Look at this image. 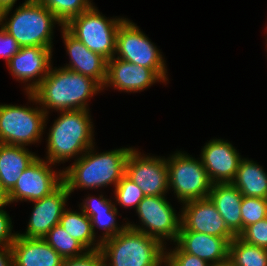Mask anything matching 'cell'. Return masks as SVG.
<instances>
[{"label":"cell","instance_id":"11","mask_svg":"<svg viewBox=\"0 0 267 266\" xmlns=\"http://www.w3.org/2000/svg\"><path fill=\"white\" fill-rule=\"evenodd\" d=\"M39 156L23 171L15 186L7 193L9 204L32 202L50 195L63 183V169Z\"/></svg>","mask_w":267,"mask_h":266},{"label":"cell","instance_id":"21","mask_svg":"<svg viewBox=\"0 0 267 266\" xmlns=\"http://www.w3.org/2000/svg\"><path fill=\"white\" fill-rule=\"evenodd\" d=\"M14 266H61L63 258L41 238L16 236L11 245Z\"/></svg>","mask_w":267,"mask_h":266},{"label":"cell","instance_id":"7","mask_svg":"<svg viewBox=\"0 0 267 266\" xmlns=\"http://www.w3.org/2000/svg\"><path fill=\"white\" fill-rule=\"evenodd\" d=\"M124 17L107 18L94 5L72 18L64 27L89 50L107 61L115 57L116 34Z\"/></svg>","mask_w":267,"mask_h":266},{"label":"cell","instance_id":"20","mask_svg":"<svg viewBox=\"0 0 267 266\" xmlns=\"http://www.w3.org/2000/svg\"><path fill=\"white\" fill-rule=\"evenodd\" d=\"M89 195L78 206L90 218L93 234L97 239L99 238L100 243L116 236L128 226L127 222L122 225L117 224L118 210L111 198L108 199L103 194L97 197ZM95 227L103 230L102 236H96Z\"/></svg>","mask_w":267,"mask_h":266},{"label":"cell","instance_id":"9","mask_svg":"<svg viewBox=\"0 0 267 266\" xmlns=\"http://www.w3.org/2000/svg\"><path fill=\"white\" fill-rule=\"evenodd\" d=\"M117 55V56H116ZM115 57L152 69L166 85L168 71L166 60L157 46L128 18L119 26L116 34Z\"/></svg>","mask_w":267,"mask_h":266},{"label":"cell","instance_id":"10","mask_svg":"<svg viewBox=\"0 0 267 266\" xmlns=\"http://www.w3.org/2000/svg\"><path fill=\"white\" fill-rule=\"evenodd\" d=\"M166 196H145L135 209L140 225L128 222V227L156 238L164 246L166 240L175 243L179 235L181 214ZM132 223V224H131Z\"/></svg>","mask_w":267,"mask_h":266},{"label":"cell","instance_id":"16","mask_svg":"<svg viewBox=\"0 0 267 266\" xmlns=\"http://www.w3.org/2000/svg\"><path fill=\"white\" fill-rule=\"evenodd\" d=\"M228 140L211 139L202 147L200 159L211 182L231 183L243 157Z\"/></svg>","mask_w":267,"mask_h":266},{"label":"cell","instance_id":"1","mask_svg":"<svg viewBox=\"0 0 267 266\" xmlns=\"http://www.w3.org/2000/svg\"><path fill=\"white\" fill-rule=\"evenodd\" d=\"M102 86L93 78L51 65L47 76L32 92L41 109L53 111L89 110L90 98L101 93Z\"/></svg>","mask_w":267,"mask_h":266},{"label":"cell","instance_id":"23","mask_svg":"<svg viewBox=\"0 0 267 266\" xmlns=\"http://www.w3.org/2000/svg\"><path fill=\"white\" fill-rule=\"evenodd\" d=\"M38 157L26 146L0 143V185L8 193L23 171Z\"/></svg>","mask_w":267,"mask_h":266},{"label":"cell","instance_id":"27","mask_svg":"<svg viewBox=\"0 0 267 266\" xmlns=\"http://www.w3.org/2000/svg\"><path fill=\"white\" fill-rule=\"evenodd\" d=\"M63 259L84 254L87 249L71 237L59 224L43 238Z\"/></svg>","mask_w":267,"mask_h":266},{"label":"cell","instance_id":"2","mask_svg":"<svg viewBox=\"0 0 267 266\" xmlns=\"http://www.w3.org/2000/svg\"><path fill=\"white\" fill-rule=\"evenodd\" d=\"M133 147L116 148L96 152L95 145L89 148L72 165L63 170V183L70 194L78 189H98L109 185L114 187L125 174V163Z\"/></svg>","mask_w":267,"mask_h":266},{"label":"cell","instance_id":"15","mask_svg":"<svg viewBox=\"0 0 267 266\" xmlns=\"http://www.w3.org/2000/svg\"><path fill=\"white\" fill-rule=\"evenodd\" d=\"M179 231H194L221 238H234L209 198L183 203Z\"/></svg>","mask_w":267,"mask_h":266},{"label":"cell","instance_id":"4","mask_svg":"<svg viewBox=\"0 0 267 266\" xmlns=\"http://www.w3.org/2000/svg\"><path fill=\"white\" fill-rule=\"evenodd\" d=\"M12 10L0 13V25L21 47L53 48L54 27L63 25L51 11L37 0H25L13 13Z\"/></svg>","mask_w":267,"mask_h":266},{"label":"cell","instance_id":"37","mask_svg":"<svg viewBox=\"0 0 267 266\" xmlns=\"http://www.w3.org/2000/svg\"><path fill=\"white\" fill-rule=\"evenodd\" d=\"M17 0H0V13L8 9H13Z\"/></svg>","mask_w":267,"mask_h":266},{"label":"cell","instance_id":"28","mask_svg":"<svg viewBox=\"0 0 267 266\" xmlns=\"http://www.w3.org/2000/svg\"><path fill=\"white\" fill-rule=\"evenodd\" d=\"M44 5L65 26L72 18L89 10L92 0H37ZM92 2V3H91Z\"/></svg>","mask_w":267,"mask_h":266},{"label":"cell","instance_id":"33","mask_svg":"<svg viewBox=\"0 0 267 266\" xmlns=\"http://www.w3.org/2000/svg\"><path fill=\"white\" fill-rule=\"evenodd\" d=\"M61 266H104V260L100 249L87 250L80 256L65 258Z\"/></svg>","mask_w":267,"mask_h":266},{"label":"cell","instance_id":"34","mask_svg":"<svg viewBox=\"0 0 267 266\" xmlns=\"http://www.w3.org/2000/svg\"><path fill=\"white\" fill-rule=\"evenodd\" d=\"M20 49L19 43L0 25V58L6 61V65Z\"/></svg>","mask_w":267,"mask_h":266},{"label":"cell","instance_id":"22","mask_svg":"<svg viewBox=\"0 0 267 266\" xmlns=\"http://www.w3.org/2000/svg\"><path fill=\"white\" fill-rule=\"evenodd\" d=\"M208 198L224 219L228 230L234 235L242 233L241 202L243 195L232 183H214Z\"/></svg>","mask_w":267,"mask_h":266},{"label":"cell","instance_id":"26","mask_svg":"<svg viewBox=\"0 0 267 266\" xmlns=\"http://www.w3.org/2000/svg\"><path fill=\"white\" fill-rule=\"evenodd\" d=\"M228 262L232 266H267V249L235 236L229 244Z\"/></svg>","mask_w":267,"mask_h":266},{"label":"cell","instance_id":"36","mask_svg":"<svg viewBox=\"0 0 267 266\" xmlns=\"http://www.w3.org/2000/svg\"><path fill=\"white\" fill-rule=\"evenodd\" d=\"M0 266H14L11 247L0 245Z\"/></svg>","mask_w":267,"mask_h":266},{"label":"cell","instance_id":"32","mask_svg":"<svg viewBox=\"0 0 267 266\" xmlns=\"http://www.w3.org/2000/svg\"><path fill=\"white\" fill-rule=\"evenodd\" d=\"M239 237L251 245L267 249V217L247 226Z\"/></svg>","mask_w":267,"mask_h":266},{"label":"cell","instance_id":"39","mask_svg":"<svg viewBox=\"0 0 267 266\" xmlns=\"http://www.w3.org/2000/svg\"><path fill=\"white\" fill-rule=\"evenodd\" d=\"M215 266H232V265L229 262H226V263L215 265Z\"/></svg>","mask_w":267,"mask_h":266},{"label":"cell","instance_id":"14","mask_svg":"<svg viewBox=\"0 0 267 266\" xmlns=\"http://www.w3.org/2000/svg\"><path fill=\"white\" fill-rule=\"evenodd\" d=\"M70 195L67 186L62 183L50 195L32 201L34 206L26 231L24 233L17 232V235L43 239L55 225L59 224L61 215L67 208L65 206H67Z\"/></svg>","mask_w":267,"mask_h":266},{"label":"cell","instance_id":"5","mask_svg":"<svg viewBox=\"0 0 267 266\" xmlns=\"http://www.w3.org/2000/svg\"><path fill=\"white\" fill-rule=\"evenodd\" d=\"M165 248L159 240L126 227L101 243L104 266H164Z\"/></svg>","mask_w":267,"mask_h":266},{"label":"cell","instance_id":"31","mask_svg":"<svg viewBox=\"0 0 267 266\" xmlns=\"http://www.w3.org/2000/svg\"><path fill=\"white\" fill-rule=\"evenodd\" d=\"M173 249L165 248L164 266H212L197 256L185 253L176 243Z\"/></svg>","mask_w":267,"mask_h":266},{"label":"cell","instance_id":"3","mask_svg":"<svg viewBox=\"0 0 267 266\" xmlns=\"http://www.w3.org/2000/svg\"><path fill=\"white\" fill-rule=\"evenodd\" d=\"M90 110L60 111L49 128L46 139V160L56 166L70 159L77 160L93 145L94 125Z\"/></svg>","mask_w":267,"mask_h":266},{"label":"cell","instance_id":"38","mask_svg":"<svg viewBox=\"0 0 267 266\" xmlns=\"http://www.w3.org/2000/svg\"><path fill=\"white\" fill-rule=\"evenodd\" d=\"M9 205L7 193L1 188L0 185V209Z\"/></svg>","mask_w":267,"mask_h":266},{"label":"cell","instance_id":"19","mask_svg":"<svg viewBox=\"0 0 267 266\" xmlns=\"http://www.w3.org/2000/svg\"><path fill=\"white\" fill-rule=\"evenodd\" d=\"M234 238H221L194 231H179L175 242L185 253L197 256L212 266L229 260V244Z\"/></svg>","mask_w":267,"mask_h":266},{"label":"cell","instance_id":"8","mask_svg":"<svg viewBox=\"0 0 267 266\" xmlns=\"http://www.w3.org/2000/svg\"><path fill=\"white\" fill-rule=\"evenodd\" d=\"M199 159L180 150L166 158L168 188L182 204L208 198L210 193L213 183Z\"/></svg>","mask_w":267,"mask_h":266},{"label":"cell","instance_id":"30","mask_svg":"<svg viewBox=\"0 0 267 266\" xmlns=\"http://www.w3.org/2000/svg\"><path fill=\"white\" fill-rule=\"evenodd\" d=\"M242 232L258 221L267 217V199L243 196L241 202Z\"/></svg>","mask_w":267,"mask_h":266},{"label":"cell","instance_id":"24","mask_svg":"<svg viewBox=\"0 0 267 266\" xmlns=\"http://www.w3.org/2000/svg\"><path fill=\"white\" fill-rule=\"evenodd\" d=\"M243 196L267 199V172L253 160L240 161L234 180L231 182Z\"/></svg>","mask_w":267,"mask_h":266},{"label":"cell","instance_id":"25","mask_svg":"<svg viewBox=\"0 0 267 266\" xmlns=\"http://www.w3.org/2000/svg\"><path fill=\"white\" fill-rule=\"evenodd\" d=\"M65 209L61 215L59 225L87 250L100 249L101 243L93 234L90 218L82 211Z\"/></svg>","mask_w":267,"mask_h":266},{"label":"cell","instance_id":"12","mask_svg":"<svg viewBox=\"0 0 267 266\" xmlns=\"http://www.w3.org/2000/svg\"><path fill=\"white\" fill-rule=\"evenodd\" d=\"M125 174L143 191L145 196H166L168 168L166 157L141 154L132 148L125 163Z\"/></svg>","mask_w":267,"mask_h":266},{"label":"cell","instance_id":"35","mask_svg":"<svg viewBox=\"0 0 267 266\" xmlns=\"http://www.w3.org/2000/svg\"><path fill=\"white\" fill-rule=\"evenodd\" d=\"M13 225L10 215L5 209H0V245L5 247H11L17 232H13Z\"/></svg>","mask_w":267,"mask_h":266},{"label":"cell","instance_id":"29","mask_svg":"<svg viewBox=\"0 0 267 266\" xmlns=\"http://www.w3.org/2000/svg\"><path fill=\"white\" fill-rule=\"evenodd\" d=\"M115 206L136 209L141 200L145 197L143 191L124 174L114 188ZM117 202V204H116Z\"/></svg>","mask_w":267,"mask_h":266},{"label":"cell","instance_id":"18","mask_svg":"<svg viewBox=\"0 0 267 266\" xmlns=\"http://www.w3.org/2000/svg\"><path fill=\"white\" fill-rule=\"evenodd\" d=\"M60 30L66 53L70 58L69 63L64 64L63 68L91 77L103 86L106 80L107 60L100 54L89 50L64 26Z\"/></svg>","mask_w":267,"mask_h":266},{"label":"cell","instance_id":"17","mask_svg":"<svg viewBox=\"0 0 267 266\" xmlns=\"http://www.w3.org/2000/svg\"><path fill=\"white\" fill-rule=\"evenodd\" d=\"M164 82L152 69L113 57L107 61L106 80L102 86L127 93L144 91L154 83Z\"/></svg>","mask_w":267,"mask_h":266},{"label":"cell","instance_id":"6","mask_svg":"<svg viewBox=\"0 0 267 266\" xmlns=\"http://www.w3.org/2000/svg\"><path fill=\"white\" fill-rule=\"evenodd\" d=\"M27 96L36 107L0 104V143L29 146L41 142L48 115L32 93Z\"/></svg>","mask_w":267,"mask_h":266},{"label":"cell","instance_id":"13","mask_svg":"<svg viewBox=\"0 0 267 266\" xmlns=\"http://www.w3.org/2000/svg\"><path fill=\"white\" fill-rule=\"evenodd\" d=\"M52 52L53 48L21 47L7 64L11 76L22 83L27 82L24 86L26 94L32 93L47 76L52 65Z\"/></svg>","mask_w":267,"mask_h":266}]
</instances>
